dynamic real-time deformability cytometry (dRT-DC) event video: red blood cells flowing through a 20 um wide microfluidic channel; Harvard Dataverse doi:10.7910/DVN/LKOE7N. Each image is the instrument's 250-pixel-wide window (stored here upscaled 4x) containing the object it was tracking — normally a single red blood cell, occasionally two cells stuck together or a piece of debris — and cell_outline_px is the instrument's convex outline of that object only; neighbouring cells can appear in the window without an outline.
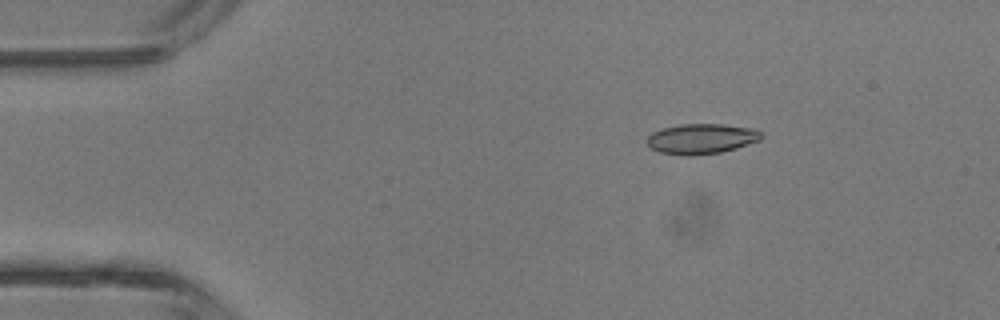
{"species": "common noctule bat (a hibernating species)", "species_latin": "Nyctalus noctula", "temperature_condition": "room temperature", "stored_images_in_passage": 4, "camera_frame_rate_fps": 3000, "um_per_image_px": 0.085, "animal": {"sex": "male", "body_mass_g": 13.3}, "frame": {"image": 1, "passage_image": 2, "time_ms": 1.333, "image_size_px": [1000, 320], "cell_outline_px": [[764, 136], [760, 140], [736, 148], [720, 152], [692, 156], [688, 156], [660, 152], [652, 148], [644, 140], [652, 132], [664, 128], [680, 124], [724, 124], [756, 128]], "centroid_in_image_um": [59.64, 11.79], "position_along_channel_um": 25.4, "area_um2": 20.23}}